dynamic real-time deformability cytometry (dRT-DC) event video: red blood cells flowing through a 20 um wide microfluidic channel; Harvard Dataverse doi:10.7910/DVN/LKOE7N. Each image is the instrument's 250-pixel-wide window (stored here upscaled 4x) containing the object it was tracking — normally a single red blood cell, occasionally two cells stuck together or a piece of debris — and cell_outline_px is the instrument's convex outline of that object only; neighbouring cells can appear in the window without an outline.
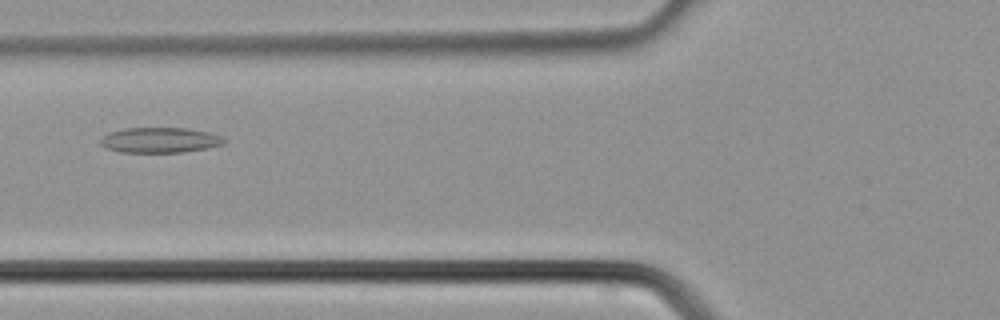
{"species": "common noctule bat (a hibernating species)", "species_latin": "Nyctalus noctula", "temperature_condition": "cold", "stored_images_in_passage": 26, "camera_frame_rate_fps": 3000, "um_per_image_px": 0.085, "animal": {"sex": "male", "body_mass_g": 21.5, "forearm_length_mm": 52.0}, "frame": {"image": 1, "passage_image": 3, "time_ms": 0.667, "image_size_px": [1000, 320], "cell_outline_px": [[228, 140], [224, 144], [208, 148], [184, 152], [120, 152], [108, 148], [100, 144], [100, 136], [108, 132], [124, 128], [188, 128], [208, 132], [220, 136]], "centroid_in_image_um": [13.59, 11.9], "position_along_channel_um": 112.2, "area_um2": 18.38}}
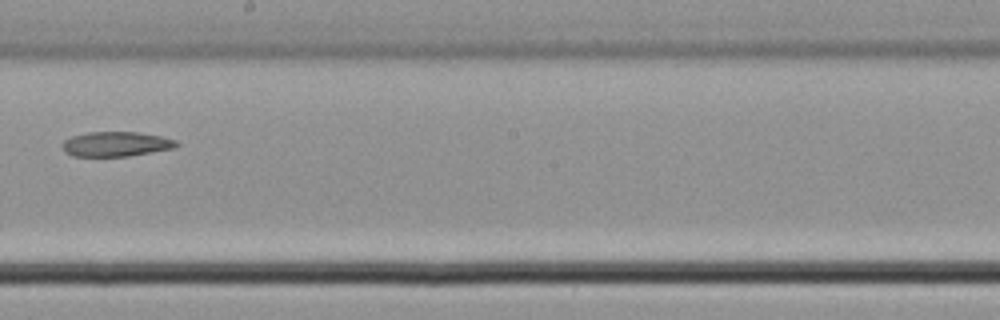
{"frame": {"image": 2, "passage_image": 10, "time_ms": 3.0, "image_size_px": [1000, 320], "cell_outline_px": [[180, 144], [172, 148], [128, 156], [72, 156], [64, 152], [60, 144], [64, 140], [72, 136], [88, 132], [136, 132], [160, 136], [176, 140]], "centroid_in_image_um": [9.8, 12.24], "position_along_channel_um": 238.4, "area_um2": 16.42}}
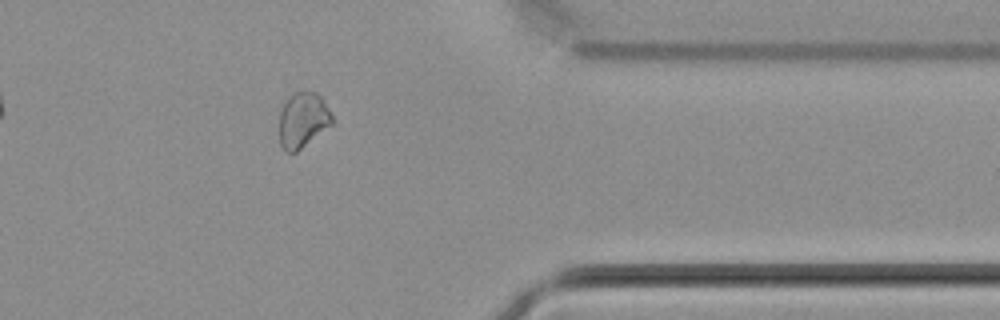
{"frame": {"image": 3, "passage_image": 19, "time_ms": 6.0, "image_size_px": [1000, 320], "cell_outline_px": [[332, 124], [296, 152], [284, 152], [280, 144], [280, 108], [288, 96], [292, 92], [316, 92], [320, 96], [332, 116]], "centroid_in_image_um": [25.7, 10.2], "position_along_channel_um": 385.7, "area_um2": 16.88}}